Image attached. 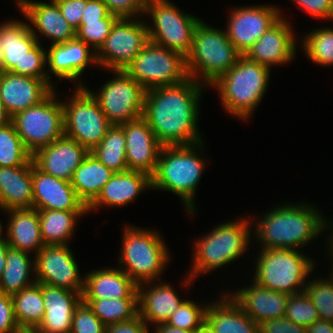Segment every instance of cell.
Segmentation results:
<instances>
[{
	"label": "cell",
	"instance_id": "cell-56",
	"mask_svg": "<svg viewBox=\"0 0 333 333\" xmlns=\"http://www.w3.org/2000/svg\"><path fill=\"white\" fill-rule=\"evenodd\" d=\"M11 116L6 111L0 96V127H3L11 122Z\"/></svg>",
	"mask_w": 333,
	"mask_h": 333
},
{
	"label": "cell",
	"instance_id": "cell-3",
	"mask_svg": "<svg viewBox=\"0 0 333 333\" xmlns=\"http://www.w3.org/2000/svg\"><path fill=\"white\" fill-rule=\"evenodd\" d=\"M202 143L162 146L156 170L151 176V188L181 197L190 215L196 210L194 195L205 168V161L196 150L202 147Z\"/></svg>",
	"mask_w": 333,
	"mask_h": 333
},
{
	"label": "cell",
	"instance_id": "cell-34",
	"mask_svg": "<svg viewBox=\"0 0 333 333\" xmlns=\"http://www.w3.org/2000/svg\"><path fill=\"white\" fill-rule=\"evenodd\" d=\"M32 270L35 271V259L31 261L28 253L9 247L6 268L0 277V292L12 296L36 283L30 278Z\"/></svg>",
	"mask_w": 333,
	"mask_h": 333
},
{
	"label": "cell",
	"instance_id": "cell-29",
	"mask_svg": "<svg viewBox=\"0 0 333 333\" xmlns=\"http://www.w3.org/2000/svg\"><path fill=\"white\" fill-rule=\"evenodd\" d=\"M154 284L155 282H146L138 285V315L147 323L154 325L166 323L172 314L178 309L184 301L177 296L174 288L168 283ZM144 284H150L145 288ZM152 284V287H151ZM143 285V287H142Z\"/></svg>",
	"mask_w": 333,
	"mask_h": 333
},
{
	"label": "cell",
	"instance_id": "cell-23",
	"mask_svg": "<svg viewBox=\"0 0 333 333\" xmlns=\"http://www.w3.org/2000/svg\"><path fill=\"white\" fill-rule=\"evenodd\" d=\"M45 314L37 327L41 333H70L76 306L82 295L68 289L42 283Z\"/></svg>",
	"mask_w": 333,
	"mask_h": 333
},
{
	"label": "cell",
	"instance_id": "cell-27",
	"mask_svg": "<svg viewBox=\"0 0 333 333\" xmlns=\"http://www.w3.org/2000/svg\"><path fill=\"white\" fill-rule=\"evenodd\" d=\"M146 188H151V177L147 173L133 170L116 172L102 187L98 196L87 206V212H92L101 205L111 207L127 205Z\"/></svg>",
	"mask_w": 333,
	"mask_h": 333
},
{
	"label": "cell",
	"instance_id": "cell-15",
	"mask_svg": "<svg viewBox=\"0 0 333 333\" xmlns=\"http://www.w3.org/2000/svg\"><path fill=\"white\" fill-rule=\"evenodd\" d=\"M133 17H120L100 49L97 65L105 69L125 70L149 42L147 24Z\"/></svg>",
	"mask_w": 333,
	"mask_h": 333
},
{
	"label": "cell",
	"instance_id": "cell-48",
	"mask_svg": "<svg viewBox=\"0 0 333 333\" xmlns=\"http://www.w3.org/2000/svg\"><path fill=\"white\" fill-rule=\"evenodd\" d=\"M259 333H307L306 327L293 323L285 317L266 320L258 324Z\"/></svg>",
	"mask_w": 333,
	"mask_h": 333
},
{
	"label": "cell",
	"instance_id": "cell-1",
	"mask_svg": "<svg viewBox=\"0 0 333 333\" xmlns=\"http://www.w3.org/2000/svg\"><path fill=\"white\" fill-rule=\"evenodd\" d=\"M204 87L189 77L176 85L146 91L142 117L163 146L202 142L197 119Z\"/></svg>",
	"mask_w": 333,
	"mask_h": 333
},
{
	"label": "cell",
	"instance_id": "cell-18",
	"mask_svg": "<svg viewBox=\"0 0 333 333\" xmlns=\"http://www.w3.org/2000/svg\"><path fill=\"white\" fill-rule=\"evenodd\" d=\"M120 126L126 137L125 153L128 170L141 171L151 177L156 170L163 145L143 117Z\"/></svg>",
	"mask_w": 333,
	"mask_h": 333
},
{
	"label": "cell",
	"instance_id": "cell-55",
	"mask_svg": "<svg viewBox=\"0 0 333 333\" xmlns=\"http://www.w3.org/2000/svg\"><path fill=\"white\" fill-rule=\"evenodd\" d=\"M9 245L7 241L4 239H0V277L2 275L3 270L6 268V254Z\"/></svg>",
	"mask_w": 333,
	"mask_h": 333
},
{
	"label": "cell",
	"instance_id": "cell-8",
	"mask_svg": "<svg viewBox=\"0 0 333 333\" xmlns=\"http://www.w3.org/2000/svg\"><path fill=\"white\" fill-rule=\"evenodd\" d=\"M259 253L254 282L288 295L304 292L305 280L314 269L312 259L294 249L262 248Z\"/></svg>",
	"mask_w": 333,
	"mask_h": 333
},
{
	"label": "cell",
	"instance_id": "cell-46",
	"mask_svg": "<svg viewBox=\"0 0 333 333\" xmlns=\"http://www.w3.org/2000/svg\"><path fill=\"white\" fill-rule=\"evenodd\" d=\"M111 14L118 17H133L144 13L146 0H102Z\"/></svg>",
	"mask_w": 333,
	"mask_h": 333
},
{
	"label": "cell",
	"instance_id": "cell-17",
	"mask_svg": "<svg viewBox=\"0 0 333 333\" xmlns=\"http://www.w3.org/2000/svg\"><path fill=\"white\" fill-rule=\"evenodd\" d=\"M280 13L271 5L234 9L230 13L227 36L237 51L245 55L259 37L281 18Z\"/></svg>",
	"mask_w": 333,
	"mask_h": 333
},
{
	"label": "cell",
	"instance_id": "cell-42",
	"mask_svg": "<svg viewBox=\"0 0 333 333\" xmlns=\"http://www.w3.org/2000/svg\"><path fill=\"white\" fill-rule=\"evenodd\" d=\"M284 317L306 328L320 320L315 306L305 292L289 295Z\"/></svg>",
	"mask_w": 333,
	"mask_h": 333
},
{
	"label": "cell",
	"instance_id": "cell-53",
	"mask_svg": "<svg viewBox=\"0 0 333 333\" xmlns=\"http://www.w3.org/2000/svg\"><path fill=\"white\" fill-rule=\"evenodd\" d=\"M307 333H333V323L318 320L307 328Z\"/></svg>",
	"mask_w": 333,
	"mask_h": 333
},
{
	"label": "cell",
	"instance_id": "cell-25",
	"mask_svg": "<svg viewBox=\"0 0 333 333\" xmlns=\"http://www.w3.org/2000/svg\"><path fill=\"white\" fill-rule=\"evenodd\" d=\"M232 299L257 324L285 315L289 295L263 287L253 281L250 287L231 294Z\"/></svg>",
	"mask_w": 333,
	"mask_h": 333
},
{
	"label": "cell",
	"instance_id": "cell-16",
	"mask_svg": "<svg viewBox=\"0 0 333 333\" xmlns=\"http://www.w3.org/2000/svg\"><path fill=\"white\" fill-rule=\"evenodd\" d=\"M35 280L59 288L79 292L84 290L74 255L68 245H45L34 257Z\"/></svg>",
	"mask_w": 333,
	"mask_h": 333
},
{
	"label": "cell",
	"instance_id": "cell-57",
	"mask_svg": "<svg viewBox=\"0 0 333 333\" xmlns=\"http://www.w3.org/2000/svg\"><path fill=\"white\" fill-rule=\"evenodd\" d=\"M13 333H41L37 327L19 326Z\"/></svg>",
	"mask_w": 333,
	"mask_h": 333
},
{
	"label": "cell",
	"instance_id": "cell-12",
	"mask_svg": "<svg viewBox=\"0 0 333 333\" xmlns=\"http://www.w3.org/2000/svg\"><path fill=\"white\" fill-rule=\"evenodd\" d=\"M70 101L62 102L64 135L91 151L112 126L88 88L78 83Z\"/></svg>",
	"mask_w": 333,
	"mask_h": 333
},
{
	"label": "cell",
	"instance_id": "cell-51",
	"mask_svg": "<svg viewBox=\"0 0 333 333\" xmlns=\"http://www.w3.org/2000/svg\"><path fill=\"white\" fill-rule=\"evenodd\" d=\"M313 17L333 19V0H293Z\"/></svg>",
	"mask_w": 333,
	"mask_h": 333
},
{
	"label": "cell",
	"instance_id": "cell-58",
	"mask_svg": "<svg viewBox=\"0 0 333 333\" xmlns=\"http://www.w3.org/2000/svg\"><path fill=\"white\" fill-rule=\"evenodd\" d=\"M195 333H214L211 327L205 322Z\"/></svg>",
	"mask_w": 333,
	"mask_h": 333
},
{
	"label": "cell",
	"instance_id": "cell-6",
	"mask_svg": "<svg viewBox=\"0 0 333 333\" xmlns=\"http://www.w3.org/2000/svg\"><path fill=\"white\" fill-rule=\"evenodd\" d=\"M249 219L225 222L195 243L193 266L184 285L193 281L195 275L204 274L235 261L246 253L251 239Z\"/></svg>",
	"mask_w": 333,
	"mask_h": 333
},
{
	"label": "cell",
	"instance_id": "cell-2",
	"mask_svg": "<svg viewBox=\"0 0 333 333\" xmlns=\"http://www.w3.org/2000/svg\"><path fill=\"white\" fill-rule=\"evenodd\" d=\"M283 205L264 214L255 224L254 234L261 241V248L296 250L326 230V219L312 205Z\"/></svg>",
	"mask_w": 333,
	"mask_h": 333
},
{
	"label": "cell",
	"instance_id": "cell-22",
	"mask_svg": "<svg viewBox=\"0 0 333 333\" xmlns=\"http://www.w3.org/2000/svg\"><path fill=\"white\" fill-rule=\"evenodd\" d=\"M52 91L53 89L42 79L0 72L1 101L11 117L39 104Z\"/></svg>",
	"mask_w": 333,
	"mask_h": 333
},
{
	"label": "cell",
	"instance_id": "cell-54",
	"mask_svg": "<svg viewBox=\"0 0 333 333\" xmlns=\"http://www.w3.org/2000/svg\"><path fill=\"white\" fill-rule=\"evenodd\" d=\"M156 333H195L196 331H188L176 327L169 326L165 323L157 324Z\"/></svg>",
	"mask_w": 333,
	"mask_h": 333
},
{
	"label": "cell",
	"instance_id": "cell-40",
	"mask_svg": "<svg viewBox=\"0 0 333 333\" xmlns=\"http://www.w3.org/2000/svg\"><path fill=\"white\" fill-rule=\"evenodd\" d=\"M303 49L313 63L322 66L333 64V29L318 28L304 37Z\"/></svg>",
	"mask_w": 333,
	"mask_h": 333
},
{
	"label": "cell",
	"instance_id": "cell-9",
	"mask_svg": "<svg viewBox=\"0 0 333 333\" xmlns=\"http://www.w3.org/2000/svg\"><path fill=\"white\" fill-rule=\"evenodd\" d=\"M122 255L119 256L122 270L137 284L156 281L169 261V253L160 233L124 227Z\"/></svg>",
	"mask_w": 333,
	"mask_h": 333
},
{
	"label": "cell",
	"instance_id": "cell-32",
	"mask_svg": "<svg viewBox=\"0 0 333 333\" xmlns=\"http://www.w3.org/2000/svg\"><path fill=\"white\" fill-rule=\"evenodd\" d=\"M205 322L214 333H259L254 322L228 294L207 305Z\"/></svg>",
	"mask_w": 333,
	"mask_h": 333
},
{
	"label": "cell",
	"instance_id": "cell-49",
	"mask_svg": "<svg viewBox=\"0 0 333 333\" xmlns=\"http://www.w3.org/2000/svg\"><path fill=\"white\" fill-rule=\"evenodd\" d=\"M18 327L12 297L0 292V333H13Z\"/></svg>",
	"mask_w": 333,
	"mask_h": 333
},
{
	"label": "cell",
	"instance_id": "cell-47",
	"mask_svg": "<svg viewBox=\"0 0 333 333\" xmlns=\"http://www.w3.org/2000/svg\"><path fill=\"white\" fill-rule=\"evenodd\" d=\"M62 16L77 30L86 7L87 0H54Z\"/></svg>",
	"mask_w": 333,
	"mask_h": 333
},
{
	"label": "cell",
	"instance_id": "cell-41",
	"mask_svg": "<svg viewBox=\"0 0 333 333\" xmlns=\"http://www.w3.org/2000/svg\"><path fill=\"white\" fill-rule=\"evenodd\" d=\"M329 280L309 281L304 292L315 306L320 320L333 323V275Z\"/></svg>",
	"mask_w": 333,
	"mask_h": 333
},
{
	"label": "cell",
	"instance_id": "cell-31",
	"mask_svg": "<svg viewBox=\"0 0 333 333\" xmlns=\"http://www.w3.org/2000/svg\"><path fill=\"white\" fill-rule=\"evenodd\" d=\"M10 215L7 228L9 247L36 255L44 246L41 236L38 210L34 208L8 210Z\"/></svg>",
	"mask_w": 333,
	"mask_h": 333
},
{
	"label": "cell",
	"instance_id": "cell-10",
	"mask_svg": "<svg viewBox=\"0 0 333 333\" xmlns=\"http://www.w3.org/2000/svg\"><path fill=\"white\" fill-rule=\"evenodd\" d=\"M144 13L154 22L153 26L146 23L149 41L186 57L200 19L181 12L169 0H146Z\"/></svg>",
	"mask_w": 333,
	"mask_h": 333
},
{
	"label": "cell",
	"instance_id": "cell-61",
	"mask_svg": "<svg viewBox=\"0 0 333 333\" xmlns=\"http://www.w3.org/2000/svg\"><path fill=\"white\" fill-rule=\"evenodd\" d=\"M3 225H1V221H0V239H4V237L2 236V232H3V230H2V227Z\"/></svg>",
	"mask_w": 333,
	"mask_h": 333
},
{
	"label": "cell",
	"instance_id": "cell-44",
	"mask_svg": "<svg viewBox=\"0 0 333 333\" xmlns=\"http://www.w3.org/2000/svg\"><path fill=\"white\" fill-rule=\"evenodd\" d=\"M118 19H101L98 22H80L76 30V38L88 44L95 53L111 33L114 23Z\"/></svg>",
	"mask_w": 333,
	"mask_h": 333
},
{
	"label": "cell",
	"instance_id": "cell-14",
	"mask_svg": "<svg viewBox=\"0 0 333 333\" xmlns=\"http://www.w3.org/2000/svg\"><path fill=\"white\" fill-rule=\"evenodd\" d=\"M114 79L93 94L102 112L112 125L134 121L143 116L146 90L125 70H112Z\"/></svg>",
	"mask_w": 333,
	"mask_h": 333
},
{
	"label": "cell",
	"instance_id": "cell-52",
	"mask_svg": "<svg viewBox=\"0 0 333 333\" xmlns=\"http://www.w3.org/2000/svg\"><path fill=\"white\" fill-rule=\"evenodd\" d=\"M105 333H149L147 323L137 315L135 318L106 326Z\"/></svg>",
	"mask_w": 333,
	"mask_h": 333
},
{
	"label": "cell",
	"instance_id": "cell-38",
	"mask_svg": "<svg viewBox=\"0 0 333 333\" xmlns=\"http://www.w3.org/2000/svg\"><path fill=\"white\" fill-rule=\"evenodd\" d=\"M105 326L125 322L138 315V299H82Z\"/></svg>",
	"mask_w": 333,
	"mask_h": 333
},
{
	"label": "cell",
	"instance_id": "cell-20",
	"mask_svg": "<svg viewBox=\"0 0 333 333\" xmlns=\"http://www.w3.org/2000/svg\"><path fill=\"white\" fill-rule=\"evenodd\" d=\"M77 141L63 135L33 155L34 164L43 172L70 182L74 171L89 154Z\"/></svg>",
	"mask_w": 333,
	"mask_h": 333
},
{
	"label": "cell",
	"instance_id": "cell-4",
	"mask_svg": "<svg viewBox=\"0 0 333 333\" xmlns=\"http://www.w3.org/2000/svg\"><path fill=\"white\" fill-rule=\"evenodd\" d=\"M270 68L241 55L236 64L211 86L228 113L249 119L267 90ZM251 114V115H250Z\"/></svg>",
	"mask_w": 333,
	"mask_h": 333
},
{
	"label": "cell",
	"instance_id": "cell-13",
	"mask_svg": "<svg viewBox=\"0 0 333 333\" xmlns=\"http://www.w3.org/2000/svg\"><path fill=\"white\" fill-rule=\"evenodd\" d=\"M55 89L39 104L16 113L11 122L25 148L33 155L64 135L63 106ZM56 100V101H55Z\"/></svg>",
	"mask_w": 333,
	"mask_h": 333
},
{
	"label": "cell",
	"instance_id": "cell-5",
	"mask_svg": "<svg viewBox=\"0 0 333 333\" xmlns=\"http://www.w3.org/2000/svg\"><path fill=\"white\" fill-rule=\"evenodd\" d=\"M240 56L226 31L215 29L200 20L186 56L187 72L198 83L205 82L204 85L211 86L236 64Z\"/></svg>",
	"mask_w": 333,
	"mask_h": 333
},
{
	"label": "cell",
	"instance_id": "cell-11",
	"mask_svg": "<svg viewBox=\"0 0 333 333\" xmlns=\"http://www.w3.org/2000/svg\"><path fill=\"white\" fill-rule=\"evenodd\" d=\"M125 71L146 91L176 85L189 78L186 57L149 41Z\"/></svg>",
	"mask_w": 333,
	"mask_h": 333
},
{
	"label": "cell",
	"instance_id": "cell-43",
	"mask_svg": "<svg viewBox=\"0 0 333 333\" xmlns=\"http://www.w3.org/2000/svg\"><path fill=\"white\" fill-rule=\"evenodd\" d=\"M206 308V305L202 308L193 301L184 300L165 324L188 331H196L205 323Z\"/></svg>",
	"mask_w": 333,
	"mask_h": 333
},
{
	"label": "cell",
	"instance_id": "cell-21",
	"mask_svg": "<svg viewBox=\"0 0 333 333\" xmlns=\"http://www.w3.org/2000/svg\"><path fill=\"white\" fill-rule=\"evenodd\" d=\"M295 43L290 24L281 17L259 37L245 56L268 68L272 65H284L295 58Z\"/></svg>",
	"mask_w": 333,
	"mask_h": 333
},
{
	"label": "cell",
	"instance_id": "cell-36",
	"mask_svg": "<svg viewBox=\"0 0 333 333\" xmlns=\"http://www.w3.org/2000/svg\"><path fill=\"white\" fill-rule=\"evenodd\" d=\"M11 297L18 325L38 327L45 314L42 283L36 282Z\"/></svg>",
	"mask_w": 333,
	"mask_h": 333
},
{
	"label": "cell",
	"instance_id": "cell-7",
	"mask_svg": "<svg viewBox=\"0 0 333 333\" xmlns=\"http://www.w3.org/2000/svg\"><path fill=\"white\" fill-rule=\"evenodd\" d=\"M35 29L27 22L7 21L0 24L2 72L44 80L53 90L51 76L44 71L46 51L40 46Z\"/></svg>",
	"mask_w": 333,
	"mask_h": 333
},
{
	"label": "cell",
	"instance_id": "cell-28",
	"mask_svg": "<svg viewBox=\"0 0 333 333\" xmlns=\"http://www.w3.org/2000/svg\"><path fill=\"white\" fill-rule=\"evenodd\" d=\"M137 287L122 269H98L85 276L82 299H138Z\"/></svg>",
	"mask_w": 333,
	"mask_h": 333
},
{
	"label": "cell",
	"instance_id": "cell-24",
	"mask_svg": "<svg viewBox=\"0 0 333 333\" xmlns=\"http://www.w3.org/2000/svg\"><path fill=\"white\" fill-rule=\"evenodd\" d=\"M90 46L74 38L65 43L51 44L46 51V62L49 71L55 76L71 81L77 80L88 64H97L96 54L90 52ZM91 53V54H90Z\"/></svg>",
	"mask_w": 333,
	"mask_h": 333
},
{
	"label": "cell",
	"instance_id": "cell-60",
	"mask_svg": "<svg viewBox=\"0 0 333 333\" xmlns=\"http://www.w3.org/2000/svg\"><path fill=\"white\" fill-rule=\"evenodd\" d=\"M0 72H2V49L0 46Z\"/></svg>",
	"mask_w": 333,
	"mask_h": 333
},
{
	"label": "cell",
	"instance_id": "cell-59",
	"mask_svg": "<svg viewBox=\"0 0 333 333\" xmlns=\"http://www.w3.org/2000/svg\"><path fill=\"white\" fill-rule=\"evenodd\" d=\"M331 230H333V228ZM332 234H333V231H332ZM332 234H331V237H330L331 239H329L331 241L329 243L330 244L329 245L330 249L328 250V251H330V254H329L330 256H333V235Z\"/></svg>",
	"mask_w": 333,
	"mask_h": 333
},
{
	"label": "cell",
	"instance_id": "cell-45",
	"mask_svg": "<svg viewBox=\"0 0 333 333\" xmlns=\"http://www.w3.org/2000/svg\"><path fill=\"white\" fill-rule=\"evenodd\" d=\"M106 326L83 301L76 306L70 333H105Z\"/></svg>",
	"mask_w": 333,
	"mask_h": 333
},
{
	"label": "cell",
	"instance_id": "cell-62",
	"mask_svg": "<svg viewBox=\"0 0 333 333\" xmlns=\"http://www.w3.org/2000/svg\"><path fill=\"white\" fill-rule=\"evenodd\" d=\"M16 1H17V5L19 6L25 0H16Z\"/></svg>",
	"mask_w": 333,
	"mask_h": 333
},
{
	"label": "cell",
	"instance_id": "cell-50",
	"mask_svg": "<svg viewBox=\"0 0 333 333\" xmlns=\"http://www.w3.org/2000/svg\"><path fill=\"white\" fill-rule=\"evenodd\" d=\"M111 14L102 0H87L80 22H98L101 19H119Z\"/></svg>",
	"mask_w": 333,
	"mask_h": 333
},
{
	"label": "cell",
	"instance_id": "cell-30",
	"mask_svg": "<svg viewBox=\"0 0 333 333\" xmlns=\"http://www.w3.org/2000/svg\"><path fill=\"white\" fill-rule=\"evenodd\" d=\"M0 167V209H28L33 207L32 164Z\"/></svg>",
	"mask_w": 333,
	"mask_h": 333
},
{
	"label": "cell",
	"instance_id": "cell-37",
	"mask_svg": "<svg viewBox=\"0 0 333 333\" xmlns=\"http://www.w3.org/2000/svg\"><path fill=\"white\" fill-rule=\"evenodd\" d=\"M125 142L123 128L120 125H112L101 142L90 153L113 172H125L128 170Z\"/></svg>",
	"mask_w": 333,
	"mask_h": 333
},
{
	"label": "cell",
	"instance_id": "cell-33",
	"mask_svg": "<svg viewBox=\"0 0 333 333\" xmlns=\"http://www.w3.org/2000/svg\"><path fill=\"white\" fill-rule=\"evenodd\" d=\"M114 173L89 152L74 171L70 182L77 196L88 206Z\"/></svg>",
	"mask_w": 333,
	"mask_h": 333
},
{
	"label": "cell",
	"instance_id": "cell-39",
	"mask_svg": "<svg viewBox=\"0 0 333 333\" xmlns=\"http://www.w3.org/2000/svg\"><path fill=\"white\" fill-rule=\"evenodd\" d=\"M32 154L25 148L12 122L0 127V167L26 165Z\"/></svg>",
	"mask_w": 333,
	"mask_h": 333
},
{
	"label": "cell",
	"instance_id": "cell-19",
	"mask_svg": "<svg viewBox=\"0 0 333 333\" xmlns=\"http://www.w3.org/2000/svg\"><path fill=\"white\" fill-rule=\"evenodd\" d=\"M33 207L37 210L87 211L71 182L58 179L32 164Z\"/></svg>",
	"mask_w": 333,
	"mask_h": 333
},
{
	"label": "cell",
	"instance_id": "cell-35",
	"mask_svg": "<svg viewBox=\"0 0 333 333\" xmlns=\"http://www.w3.org/2000/svg\"><path fill=\"white\" fill-rule=\"evenodd\" d=\"M87 211L38 210L42 240L45 245H67L75 223Z\"/></svg>",
	"mask_w": 333,
	"mask_h": 333
},
{
	"label": "cell",
	"instance_id": "cell-26",
	"mask_svg": "<svg viewBox=\"0 0 333 333\" xmlns=\"http://www.w3.org/2000/svg\"><path fill=\"white\" fill-rule=\"evenodd\" d=\"M18 8L38 32L52 40L51 44L65 43L76 38V30L62 16L54 0L50 3L25 0Z\"/></svg>",
	"mask_w": 333,
	"mask_h": 333
}]
</instances>
